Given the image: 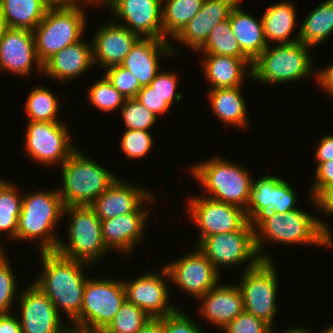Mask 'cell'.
<instances>
[{
    "label": "cell",
    "instance_id": "6da1fadb",
    "mask_svg": "<svg viewBox=\"0 0 333 333\" xmlns=\"http://www.w3.org/2000/svg\"><path fill=\"white\" fill-rule=\"evenodd\" d=\"M322 220L302 209L283 214L264 213L253 223L255 245L260 258L262 261H272L270 254L263 251L267 242L333 248L331 228Z\"/></svg>",
    "mask_w": 333,
    "mask_h": 333
},
{
    "label": "cell",
    "instance_id": "7a4b0ae2",
    "mask_svg": "<svg viewBox=\"0 0 333 333\" xmlns=\"http://www.w3.org/2000/svg\"><path fill=\"white\" fill-rule=\"evenodd\" d=\"M39 254L44 269L32 283L48 296L60 316L65 312L73 323L81 313L85 283L89 278L84 275V269L90 264L64 257L56 251Z\"/></svg>",
    "mask_w": 333,
    "mask_h": 333
},
{
    "label": "cell",
    "instance_id": "3957f363",
    "mask_svg": "<svg viewBox=\"0 0 333 333\" xmlns=\"http://www.w3.org/2000/svg\"><path fill=\"white\" fill-rule=\"evenodd\" d=\"M41 191L23 195L16 239H37L39 252L55 251L60 239L53 232L65 206L57 189Z\"/></svg>",
    "mask_w": 333,
    "mask_h": 333
},
{
    "label": "cell",
    "instance_id": "277c9868",
    "mask_svg": "<svg viewBox=\"0 0 333 333\" xmlns=\"http://www.w3.org/2000/svg\"><path fill=\"white\" fill-rule=\"evenodd\" d=\"M190 172L207 196L241 209H246L252 186L251 173L243 165L214 156L211 159L193 164Z\"/></svg>",
    "mask_w": 333,
    "mask_h": 333
},
{
    "label": "cell",
    "instance_id": "5b68a950",
    "mask_svg": "<svg viewBox=\"0 0 333 333\" xmlns=\"http://www.w3.org/2000/svg\"><path fill=\"white\" fill-rule=\"evenodd\" d=\"M63 189L57 188L65 207L90 206L117 179L112 171L77 148L61 165Z\"/></svg>",
    "mask_w": 333,
    "mask_h": 333
},
{
    "label": "cell",
    "instance_id": "8992f818",
    "mask_svg": "<svg viewBox=\"0 0 333 333\" xmlns=\"http://www.w3.org/2000/svg\"><path fill=\"white\" fill-rule=\"evenodd\" d=\"M270 46L253 61L251 79L276 85L307 79L314 74L316 80L309 51L312 48L299 41Z\"/></svg>",
    "mask_w": 333,
    "mask_h": 333
},
{
    "label": "cell",
    "instance_id": "52a82bcc",
    "mask_svg": "<svg viewBox=\"0 0 333 333\" xmlns=\"http://www.w3.org/2000/svg\"><path fill=\"white\" fill-rule=\"evenodd\" d=\"M83 3L87 4L86 0L69 7L48 8L43 20L33 30L36 53L42 64L83 39L87 26Z\"/></svg>",
    "mask_w": 333,
    "mask_h": 333
},
{
    "label": "cell",
    "instance_id": "ba28073f",
    "mask_svg": "<svg viewBox=\"0 0 333 333\" xmlns=\"http://www.w3.org/2000/svg\"><path fill=\"white\" fill-rule=\"evenodd\" d=\"M125 301L126 292L122 280L90 277L85 283L81 313L69 326L80 332L101 333Z\"/></svg>",
    "mask_w": 333,
    "mask_h": 333
},
{
    "label": "cell",
    "instance_id": "9c48e42d",
    "mask_svg": "<svg viewBox=\"0 0 333 333\" xmlns=\"http://www.w3.org/2000/svg\"><path fill=\"white\" fill-rule=\"evenodd\" d=\"M70 219L67 241L60 239L56 252L92 265L109 250L103 243L101 220L90 206L64 207L63 217Z\"/></svg>",
    "mask_w": 333,
    "mask_h": 333
},
{
    "label": "cell",
    "instance_id": "30bf717a",
    "mask_svg": "<svg viewBox=\"0 0 333 333\" xmlns=\"http://www.w3.org/2000/svg\"><path fill=\"white\" fill-rule=\"evenodd\" d=\"M273 261H261L257 266L242 271L237 285L242 293L244 311L275 329L279 272Z\"/></svg>",
    "mask_w": 333,
    "mask_h": 333
},
{
    "label": "cell",
    "instance_id": "8fae6325",
    "mask_svg": "<svg viewBox=\"0 0 333 333\" xmlns=\"http://www.w3.org/2000/svg\"><path fill=\"white\" fill-rule=\"evenodd\" d=\"M195 245L219 272L224 266L245 262L243 271L248 270L262 261L255 245L254 224L250 222L241 230L215 234Z\"/></svg>",
    "mask_w": 333,
    "mask_h": 333
},
{
    "label": "cell",
    "instance_id": "7c38bea8",
    "mask_svg": "<svg viewBox=\"0 0 333 333\" xmlns=\"http://www.w3.org/2000/svg\"><path fill=\"white\" fill-rule=\"evenodd\" d=\"M27 122L23 149L36 163L61 166L77 149L64 122Z\"/></svg>",
    "mask_w": 333,
    "mask_h": 333
},
{
    "label": "cell",
    "instance_id": "4fadbf2b",
    "mask_svg": "<svg viewBox=\"0 0 333 333\" xmlns=\"http://www.w3.org/2000/svg\"><path fill=\"white\" fill-rule=\"evenodd\" d=\"M187 210L191 222L199 228L197 244L204 238L241 230L249 221L244 209L206 196L189 197Z\"/></svg>",
    "mask_w": 333,
    "mask_h": 333
},
{
    "label": "cell",
    "instance_id": "5bb4252c",
    "mask_svg": "<svg viewBox=\"0 0 333 333\" xmlns=\"http://www.w3.org/2000/svg\"><path fill=\"white\" fill-rule=\"evenodd\" d=\"M194 247L193 251L165 264L164 267L170 282L197 300L220 283L221 272L196 246Z\"/></svg>",
    "mask_w": 333,
    "mask_h": 333
},
{
    "label": "cell",
    "instance_id": "9a60e30c",
    "mask_svg": "<svg viewBox=\"0 0 333 333\" xmlns=\"http://www.w3.org/2000/svg\"><path fill=\"white\" fill-rule=\"evenodd\" d=\"M161 268L162 272H157L159 274L146 272L134 280L123 281L126 300L140 307L150 318H161L178 308L169 300L170 289L167 284L170 279L166 268L164 266Z\"/></svg>",
    "mask_w": 333,
    "mask_h": 333
},
{
    "label": "cell",
    "instance_id": "2e32d148",
    "mask_svg": "<svg viewBox=\"0 0 333 333\" xmlns=\"http://www.w3.org/2000/svg\"><path fill=\"white\" fill-rule=\"evenodd\" d=\"M18 299L22 333H69L71 330L62 323V316L48 296L33 283L20 290Z\"/></svg>",
    "mask_w": 333,
    "mask_h": 333
},
{
    "label": "cell",
    "instance_id": "e0dca14e",
    "mask_svg": "<svg viewBox=\"0 0 333 333\" xmlns=\"http://www.w3.org/2000/svg\"><path fill=\"white\" fill-rule=\"evenodd\" d=\"M136 184L118 179L106 189L90 208L100 220H107L129 213H149L150 208H142L143 203H153L155 198L151 192ZM142 206V207H141Z\"/></svg>",
    "mask_w": 333,
    "mask_h": 333
},
{
    "label": "cell",
    "instance_id": "ac0fdd59",
    "mask_svg": "<svg viewBox=\"0 0 333 333\" xmlns=\"http://www.w3.org/2000/svg\"><path fill=\"white\" fill-rule=\"evenodd\" d=\"M162 4V0H115L109 9L119 17L117 23L140 38L163 40Z\"/></svg>",
    "mask_w": 333,
    "mask_h": 333
},
{
    "label": "cell",
    "instance_id": "d6986e66",
    "mask_svg": "<svg viewBox=\"0 0 333 333\" xmlns=\"http://www.w3.org/2000/svg\"><path fill=\"white\" fill-rule=\"evenodd\" d=\"M35 62V64H34ZM33 64L37 72H43L38 59L32 30L6 28L0 42V70L19 76H28Z\"/></svg>",
    "mask_w": 333,
    "mask_h": 333
},
{
    "label": "cell",
    "instance_id": "ffe728a7",
    "mask_svg": "<svg viewBox=\"0 0 333 333\" xmlns=\"http://www.w3.org/2000/svg\"><path fill=\"white\" fill-rule=\"evenodd\" d=\"M103 24L97 28L91 40L94 66L98 65L106 70L121 65L140 37L115 20Z\"/></svg>",
    "mask_w": 333,
    "mask_h": 333
},
{
    "label": "cell",
    "instance_id": "44dd1931",
    "mask_svg": "<svg viewBox=\"0 0 333 333\" xmlns=\"http://www.w3.org/2000/svg\"><path fill=\"white\" fill-rule=\"evenodd\" d=\"M170 40L140 38L126 55L121 66L135 75L142 87L148 86L160 71L159 58L174 56ZM173 54V55H172Z\"/></svg>",
    "mask_w": 333,
    "mask_h": 333
},
{
    "label": "cell",
    "instance_id": "7402d4cb",
    "mask_svg": "<svg viewBox=\"0 0 333 333\" xmlns=\"http://www.w3.org/2000/svg\"><path fill=\"white\" fill-rule=\"evenodd\" d=\"M197 300L201 305L198 310L200 315L202 314L209 324L221 329L244 311L242 293L235 283H219Z\"/></svg>",
    "mask_w": 333,
    "mask_h": 333
},
{
    "label": "cell",
    "instance_id": "603a6c76",
    "mask_svg": "<svg viewBox=\"0 0 333 333\" xmlns=\"http://www.w3.org/2000/svg\"><path fill=\"white\" fill-rule=\"evenodd\" d=\"M239 0H204L200 11L173 38L196 52L207 40L212 29L228 19Z\"/></svg>",
    "mask_w": 333,
    "mask_h": 333
},
{
    "label": "cell",
    "instance_id": "cb8c5ba5",
    "mask_svg": "<svg viewBox=\"0 0 333 333\" xmlns=\"http://www.w3.org/2000/svg\"><path fill=\"white\" fill-rule=\"evenodd\" d=\"M149 213H129L101 220L103 243L111 251L131 255L136 244L144 239ZM139 242V243H138Z\"/></svg>",
    "mask_w": 333,
    "mask_h": 333
},
{
    "label": "cell",
    "instance_id": "d4e9b609",
    "mask_svg": "<svg viewBox=\"0 0 333 333\" xmlns=\"http://www.w3.org/2000/svg\"><path fill=\"white\" fill-rule=\"evenodd\" d=\"M84 39L67 46L43 64L45 76L60 82L76 79L94 66L93 45Z\"/></svg>",
    "mask_w": 333,
    "mask_h": 333
},
{
    "label": "cell",
    "instance_id": "484cf974",
    "mask_svg": "<svg viewBox=\"0 0 333 333\" xmlns=\"http://www.w3.org/2000/svg\"><path fill=\"white\" fill-rule=\"evenodd\" d=\"M203 75L210 89L241 86L245 77L252 78V64L249 58H234L222 55H203ZM247 71V72H246Z\"/></svg>",
    "mask_w": 333,
    "mask_h": 333
},
{
    "label": "cell",
    "instance_id": "4316f807",
    "mask_svg": "<svg viewBox=\"0 0 333 333\" xmlns=\"http://www.w3.org/2000/svg\"><path fill=\"white\" fill-rule=\"evenodd\" d=\"M240 3L241 0L231 9L228 18L242 52L253 62L268 47L263 21L242 10Z\"/></svg>",
    "mask_w": 333,
    "mask_h": 333
},
{
    "label": "cell",
    "instance_id": "83f0119b",
    "mask_svg": "<svg viewBox=\"0 0 333 333\" xmlns=\"http://www.w3.org/2000/svg\"><path fill=\"white\" fill-rule=\"evenodd\" d=\"M242 86L208 90L213 114L225 125L248 128V111L246 101L242 94Z\"/></svg>",
    "mask_w": 333,
    "mask_h": 333
},
{
    "label": "cell",
    "instance_id": "f1b7e54d",
    "mask_svg": "<svg viewBox=\"0 0 333 333\" xmlns=\"http://www.w3.org/2000/svg\"><path fill=\"white\" fill-rule=\"evenodd\" d=\"M296 7L293 2L281 1L273 3L264 11L262 17L264 35L267 45L271 42L288 44L298 41L299 31L295 37H291L293 29L297 27Z\"/></svg>",
    "mask_w": 333,
    "mask_h": 333
},
{
    "label": "cell",
    "instance_id": "f546056e",
    "mask_svg": "<svg viewBox=\"0 0 333 333\" xmlns=\"http://www.w3.org/2000/svg\"><path fill=\"white\" fill-rule=\"evenodd\" d=\"M47 10L41 0H0V18L7 28L33 31Z\"/></svg>",
    "mask_w": 333,
    "mask_h": 333
},
{
    "label": "cell",
    "instance_id": "4dcf8cb0",
    "mask_svg": "<svg viewBox=\"0 0 333 333\" xmlns=\"http://www.w3.org/2000/svg\"><path fill=\"white\" fill-rule=\"evenodd\" d=\"M333 33V0H324L308 13L299 28L298 41L310 48L318 46Z\"/></svg>",
    "mask_w": 333,
    "mask_h": 333
},
{
    "label": "cell",
    "instance_id": "1f68e13d",
    "mask_svg": "<svg viewBox=\"0 0 333 333\" xmlns=\"http://www.w3.org/2000/svg\"><path fill=\"white\" fill-rule=\"evenodd\" d=\"M204 0L162 2L163 40L173 39L200 11Z\"/></svg>",
    "mask_w": 333,
    "mask_h": 333
},
{
    "label": "cell",
    "instance_id": "d6a6232c",
    "mask_svg": "<svg viewBox=\"0 0 333 333\" xmlns=\"http://www.w3.org/2000/svg\"><path fill=\"white\" fill-rule=\"evenodd\" d=\"M15 183L0 179V233L8 234L7 238L16 240L18 217L21 213L22 193ZM14 239V240H13Z\"/></svg>",
    "mask_w": 333,
    "mask_h": 333
},
{
    "label": "cell",
    "instance_id": "836d02e7",
    "mask_svg": "<svg viewBox=\"0 0 333 333\" xmlns=\"http://www.w3.org/2000/svg\"><path fill=\"white\" fill-rule=\"evenodd\" d=\"M28 94L25 103L28 121L63 122L57 118L60 116V102L58 103L56 94L49 87L34 86Z\"/></svg>",
    "mask_w": 333,
    "mask_h": 333
},
{
    "label": "cell",
    "instance_id": "e575fe53",
    "mask_svg": "<svg viewBox=\"0 0 333 333\" xmlns=\"http://www.w3.org/2000/svg\"><path fill=\"white\" fill-rule=\"evenodd\" d=\"M204 55H222L234 58H248L241 50L232 33L229 18L218 23L206 42L196 51Z\"/></svg>",
    "mask_w": 333,
    "mask_h": 333
},
{
    "label": "cell",
    "instance_id": "d590c367",
    "mask_svg": "<svg viewBox=\"0 0 333 333\" xmlns=\"http://www.w3.org/2000/svg\"><path fill=\"white\" fill-rule=\"evenodd\" d=\"M281 177L269 175L252 180L250 198L245 209L246 217L250 223H254L260 216L270 209V197L272 188L281 180Z\"/></svg>",
    "mask_w": 333,
    "mask_h": 333
},
{
    "label": "cell",
    "instance_id": "8d00e7d4",
    "mask_svg": "<svg viewBox=\"0 0 333 333\" xmlns=\"http://www.w3.org/2000/svg\"><path fill=\"white\" fill-rule=\"evenodd\" d=\"M150 319L140 307L126 300L101 333H137Z\"/></svg>",
    "mask_w": 333,
    "mask_h": 333
},
{
    "label": "cell",
    "instance_id": "74e56055",
    "mask_svg": "<svg viewBox=\"0 0 333 333\" xmlns=\"http://www.w3.org/2000/svg\"><path fill=\"white\" fill-rule=\"evenodd\" d=\"M87 92L90 104L105 113L120 109L126 100L105 75L90 85Z\"/></svg>",
    "mask_w": 333,
    "mask_h": 333
},
{
    "label": "cell",
    "instance_id": "f35d334b",
    "mask_svg": "<svg viewBox=\"0 0 333 333\" xmlns=\"http://www.w3.org/2000/svg\"><path fill=\"white\" fill-rule=\"evenodd\" d=\"M120 109L126 129L150 131V127L155 125L158 120L152 111L145 108L135 98L126 99Z\"/></svg>",
    "mask_w": 333,
    "mask_h": 333
},
{
    "label": "cell",
    "instance_id": "ab89813d",
    "mask_svg": "<svg viewBox=\"0 0 333 333\" xmlns=\"http://www.w3.org/2000/svg\"><path fill=\"white\" fill-rule=\"evenodd\" d=\"M11 267L5 254L0 259V315L13 312L12 307L14 306L12 302H15V296L18 299L17 296L20 294L16 275L14 274L15 271Z\"/></svg>",
    "mask_w": 333,
    "mask_h": 333
},
{
    "label": "cell",
    "instance_id": "60d3db41",
    "mask_svg": "<svg viewBox=\"0 0 333 333\" xmlns=\"http://www.w3.org/2000/svg\"><path fill=\"white\" fill-rule=\"evenodd\" d=\"M153 140L150 131L125 129L120 146L126 158L137 159L151 151Z\"/></svg>",
    "mask_w": 333,
    "mask_h": 333
},
{
    "label": "cell",
    "instance_id": "b9f144b4",
    "mask_svg": "<svg viewBox=\"0 0 333 333\" xmlns=\"http://www.w3.org/2000/svg\"><path fill=\"white\" fill-rule=\"evenodd\" d=\"M103 73L112 83L113 87L126 99L136 98L143 88L135 75L121 65L107 68Z\"/></svg>",
    "mask_w": 333,
    "mask_h": 333
},
{
    "label": "cell",
    "instance_id": "7bdbcfd3",
    "mask_svg": "<svg viewBox=\"0 0 333 333\" xmlns=\"http://www.w3.org/2000/svg\"><path fill=\"white\" fill-rule=\"evenodd\" d=\"M290 182L283 178L272 188L270 197V209L268 212L286 213L298 209L296 207L297 195Z\"/></svg>",
    "mask_w": 333,
    "mask_h": 333
},
{
    "label": "cell",
    "instance_id": "ee69618b",
    "mask_svg": "<svg viewBox=\"0 0 333 333\" xmlns=\"http://www.w3.org/2000/svg\"><path fill=\"white\" fill-rule=\"evenodd\" d=\"M179 76L174 71H160L155 78L150 82L149 86L164 98V100L173 105L174 102H179L184 97L177 90Z\"/></svg>",
    "mask_w": 333,
    "mask_h": 333
},
{
    "label": "cell",
    "instance_id": "f6af8a7d",
    "mask_svg": "<svg viewBox=\"0 0 333 333\" xmlns=\"http://www.w3.org/2000/svg\"><path fill=\"white\" fill-rule=\"evenodd\" d=\"M161 318L164 333H204L202 327L189 314L180 310V307Z\"/></svg>",
    "mask_w": 333,
    "mask_h": 333
},
{
    "label": "cell",
    "instance_id": "bcb514c9",
    "mask_svg": "<svg viewBox=\"0 0 333 333\" xmlns=\"http://www.w3.org/2000/svg\"><path fill=\"white\" fill-rule=\"evenodd\" d=\"M225 333H273V328L254 315L243 311L224 329Z\"/></svg>",
    "mask_w": 333,
    "mask_h": 333
},
{
    "label": "cell",
    "instance_id": "7dc6e473",
    "mask_svg": "<svg viewBox=\"0 0 333 333\" xmlns=\"http://www.w3.org/2000/svg\"><path fill=\"white\" fill-rule=\"evenodd\" d=\"M135 99L149 111H152L157 117L163 116L171 109V105L162 96L153 91L149 85L144 86L138 92Z\"/></svg>",
    "mask_w": 333,
    "mask_h": 333
},
{
    "label": "cell",
    "instance_id": "c3c4849f",
    "mask_svg": "<svg viewBox=\"0 0 333 333\" xmlns=\"http://www.w3.org/2000/svg\"><path fill=\"white\" fill-rule=\"evenodd\" d=\"M315 178L311 184L310 196L315 198L325 187L333 183V160L316 165Z\"/></svg>",
    "mask_w": 333,
    "mask_h": 333
},
{
    "label": "cell",
    "instance_id": "681fc988",
    "mask_svg": "<svg viewBox=\"0 0 333 333\" xmlns=\"http://www.w3.org/2000/svg\"><path fill=\"white\" fill-rule=\"evenodd\" d=\"M310 198L315 209L321 210L320 212L327 216L329 214L333 216V183L325 187L315 198Z\"/></svg>",
    "mask_w": 333,
    "mask_h": 333
},
{
    "label": "cell",
    "instance_id": "f907efd6",
    "mask_svg": "<svg viewBox=\"0 0 333 333\" xmlns=\"http://www.w3.org/2000/svg\"><path fill=\"white\" fill-rule=\"evenodd\" d=\"M317 143V147L315 148V160L318 162H327L333 160V134H327L323 136Z\"/></svg>",
    "mask_w": 333,
    "mask_h": 333
},
{
    "label": "cell",
    "instance_id": "816d5d0a",
    "mask_svg": "<svg viewBox=\"0 0 333 333\" xmlns=\"http://www.w3.org/2000/svg\"><path fill=\"white\" fill-rule=\"evenodd\" d=\"M317 85L333 97V63L316 72Z\"/></svg>",
    "mask_w": 333,
    "mask_h": 333
},
{
    "label": "cell",
    "instance_id": "f5cc1de1",
    "mask_svg": "<svg viewBox=\"0 0 333 333\" xmlns=\"http://www.w3.org/2000/svg\"><path fill=\"white\" fill-rule=\"evenodd\" d=\"M0 333H22L17 314L0 315Z\"/></svg>",
    "mask_w": 333,
    "mask_h": 333
},
{
    "label": "cell",
    "instance_id": "db71d44e",
    "mask_svg": "<svg viewBox=\"0 0 333 333\" xmlns=\"http://www.w3.org/2000/svg\"><path fill=\"white\" fill-rule=\"evenodd\" d=\"M137 333H164L162 318H151Z\"/></svg>",
    "mask_w": 333,
    "mask_h": 333
},
{
    "label": "cell",
    "instance_id": "11a10c76",
    "mask_svg": "<svg viewBox=\"0 0 333 333\" xmlns=\"http://www.w3.org/2000/svg\"><path fill=\"white\" fill-rule=\"evenodd\" d=\"M47 8H61L69 7L77 3L82 2L83 0H41Z\"/></svg>",
    "mask_w": 333,
    "mask_h": 333
},
{
    "label": "cell",
    "instance_id": "9f6ffc18",
    "mask_svg": "<svg viewBox=\"0 0 333 333\" xmlns=\"http://www.w3.org/2000/svg\"><path fill=\"white\" fill-rule=\"evenodd\" d=\"M286 330V331H285ZM283 330L281 333H315V332H311L310 330L306 329L305 327H299V326H294V327H291V328H287ZM276 331L273 329V333H275ZM278 333V332H276Z\"/></svg>",
    "mask_w": 333,
    "mask_h": 333
},
{
    "label": "cell",
    "instance_id": "6f0895ef",
    "mask_svg": "<svg viewBox=\"0 0 333 333\" xmlns=\"http://www.w3.org/2000/svg\"><path fill=\"white\" fill-rule=\"evenodd\" d=\"M115 0H86V2L88 3V5H85V6H89V5H94V6H97L101 7V5H103L104 7H109ZM107 4V5H106Z\"/></svg>",
    "mask_w": 333,
    "mask_h": 333
},
{
    "label": "cell",
    "instance_id": "680465c9",
    "mask_svg": "<svg viewBox=\"0 0 333 333\" xmlns=\"http://www.w3.org/2000/svg\"><path fill=\"white\" fill-rule=\"evenodd\" d=\"M6 28L7 27H6L5 23L0 18V42H1L3 33H4V31H5Z\"/></svg>",
    "mask_w": 333,
    "mask_h": 333
},
{
    "label": "cell",
    "instance_id": "91938a15",
    "mask_svg": "<svg viewBox=\"0 0 333 333\" xmlns=\"http://www.w3.org/2000/svg\"><path fill=\"white\" fill-rule=\"evenodd\" d=\"M321 333H333V323L329 327L324 328Z\"/></svg>",
    "mask_w": 333,
    "mask_h": 333
},
{
    "label": "cell",
    "instance_id": "94428289",
    "mask_svg": "<svg viewBox=\"0 0 333 333\" xmlns=\"http://www.w3.org/2000/svg\"><path fill=\"white\" fill-rule=\"evenodd\" d=\"M4 248L3 247H1V245H0V259L6 254L4 251L5 250H3Z\"/></svg>",
    "mask_w": 333,
    "mask_h": 333
},
{
    "label": "cell",
    "instance_id": "6125c7cd",
    "mask_svg": "<svg viewBox=\"0 0 333 333\" xmlns=\"http://www.w3.org/2000/svg\"><path fill=\"white\" fill-rule=\"evenodd\" d=\"M69 333H85V332H80V331H76V330H70Z\"/></svg>",
    "mask_w": 333,
    "mask_h": 333
}]
</instances>
